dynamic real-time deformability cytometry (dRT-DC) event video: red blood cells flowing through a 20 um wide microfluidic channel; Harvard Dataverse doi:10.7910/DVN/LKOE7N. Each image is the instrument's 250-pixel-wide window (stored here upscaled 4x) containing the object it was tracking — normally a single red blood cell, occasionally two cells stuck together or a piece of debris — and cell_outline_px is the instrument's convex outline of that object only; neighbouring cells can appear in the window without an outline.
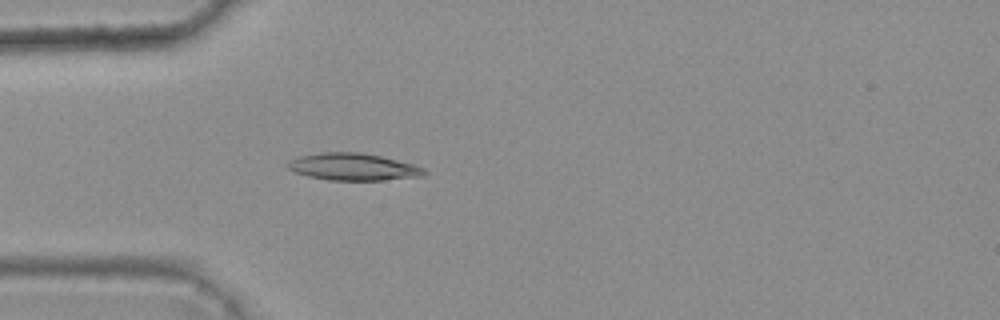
{"species": "common noctule bat (a hibernating species)", "species_latin": "Nyctalus noctula", "temperature_condition": "warm", "stored_images_in_passage": 4, "camera_frame_rate_fps": 3000, "um_per_image_px": 0.085, "animal": {"sex": "female", "body_mass_g": 25.1}, "frame": {"image": 1, "passage_image": 4, "time_ms": 1.0, "image_size_px": [1000, 320], "cell_outline_px": [[428, 172], [420, 176], [384, 180], [328, 180], [308, 176], [292, 172], [284, 164], [288, 160], [300, 156], [320, 152], [360, 152], [380, 156], [416, 164], [424, 168]], "centroid_in_image_um": [29.98, 14.18], "position_along_channel_um": 55.0, "area_um2": 21.79}}